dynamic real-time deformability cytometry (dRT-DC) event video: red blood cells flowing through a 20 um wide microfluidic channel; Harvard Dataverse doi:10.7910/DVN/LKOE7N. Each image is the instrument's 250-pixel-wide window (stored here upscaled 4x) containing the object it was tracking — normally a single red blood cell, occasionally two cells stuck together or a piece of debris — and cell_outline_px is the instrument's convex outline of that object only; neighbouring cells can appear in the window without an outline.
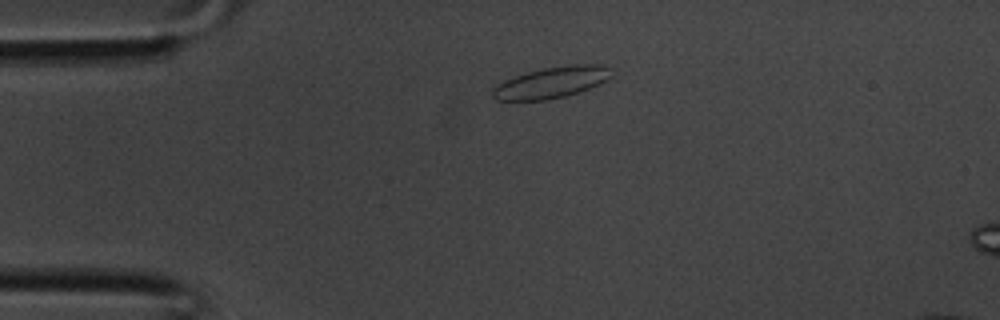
{"species": "common noctule bat (a hibernating species)", "species_latin": "Nyctalus noctula", "temperature_condition": "room temperature", "stored_images_in_passage": 27, "camera_frame_rate_fps": 3000, "um_per_image_px": 0.085, "animal": {"sex": "male", "body_mass_g": 20.1, "forearm_length_mm": 53.5}, "frame": {"image": 1, "passage_image": 2, "time_ms": 0.333, "image_size_px": [1000, 320], "cell_outline_px": [[612, 76], [600, 84], [580, 92], [564, 96], [544, 100], [496, 100], [492, 96], [492, 88], [516, 76], [528, 72], [544, 68], [572, 64], [600, 64], [608, 68]], "centroid_in_image_um": [46.91, 7.01], "position_along_channel_um": 38.1, "area_um2": 21.27}}
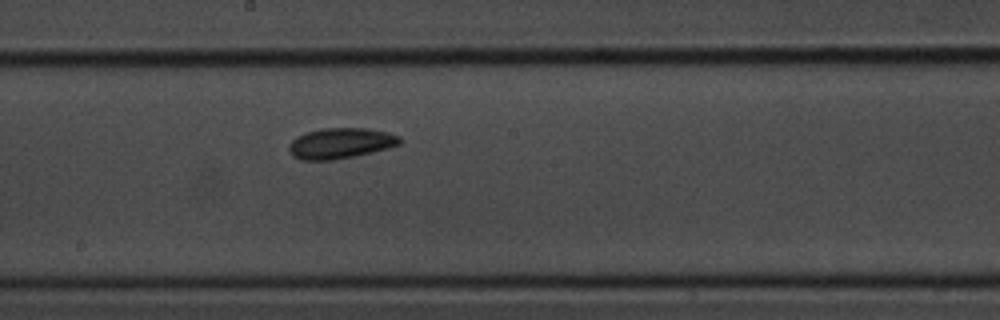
{"frame": {"image": 2, "passage_image": 14, "time_ms": 4.333, "image_size_px": [1000, 320], "cell_outline_px": [[404, 140], [400, 144], [388, 148], [372, 152], [332, 160], [300, 160], [292, 156], [288, 152], [288, 144], [296, 136], [304, 132], [320, 128], [368, 128], [388, 132], [400, 136]], "centroid_in_image_um": [28.92, 12.17], "position_along_channel_um": 219.3, "area_um2": 20.11}}
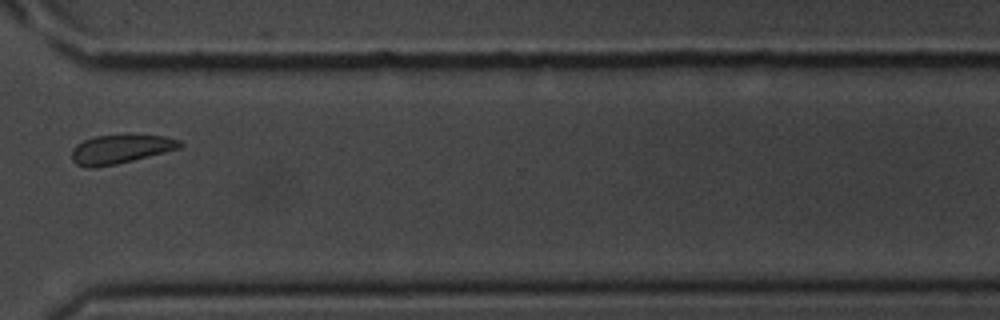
{"frame": {"image": 3, "passage_image": 22, "time_ms": 7.0, "image_size_px": [1000, 320], "cell_outline_px": [[184, 144], [180, 148], [116, 164], [96, 168], [88, 168], [76, 164], [72, 160], [72, 148], [76, 144], [84, 140], [96, 136], [164, 136], [180, 140]], "centroid_in_image_um": [10.2, 12.7], "position_along_channel_um": 360.4, "area_um2": 17.86}}